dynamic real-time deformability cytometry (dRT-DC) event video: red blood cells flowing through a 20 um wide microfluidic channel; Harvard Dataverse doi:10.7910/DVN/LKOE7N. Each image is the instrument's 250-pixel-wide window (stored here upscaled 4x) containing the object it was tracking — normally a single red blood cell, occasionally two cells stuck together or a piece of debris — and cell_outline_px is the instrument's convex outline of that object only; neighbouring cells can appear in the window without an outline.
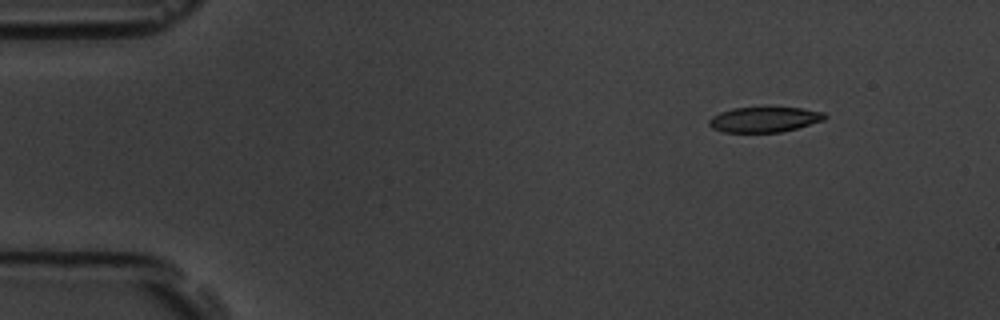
{"species": "common noctule bat (a hibernating species)", "species_latin": "Nyctalus noctula", "temperature_condition": "room temperature", "stored_images_in_passage": 15, "camera_frame_rate_fps": 3000, "um_per_image_px": 0.085, "animal": {"sex": "male", "body_mass_g": 19.5, "forearm_length_mm": 54.6}, "frame": {"image": 1, "passage_image": 1, "time_ms": 0.0, "image_size_px": [1000, 320], "cell_outline_px": [[828, 116], [824, 120], [796, 128], [780, 132], [724, 132], [712, 128], [708, 124], [708, 120], [712, 116], [720, 112], [732, 108], [800, 108], [824, 112]], "centroid_in_image_um": [64.95, 10.16], "position_along_channel_um": 20.0, "area_um2": 16.88}}
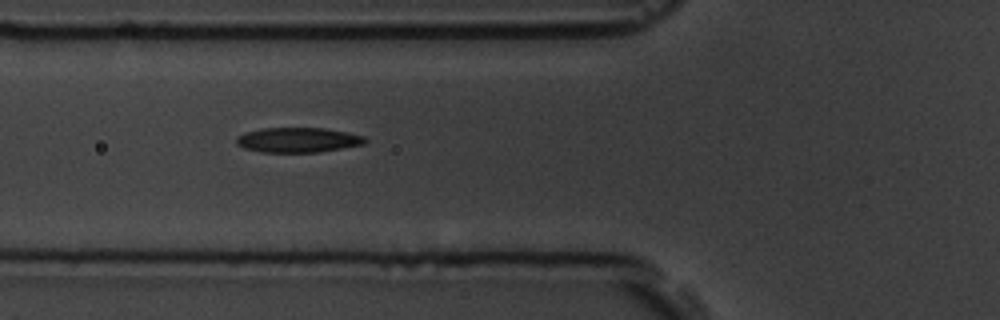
{"frame": {"image": 2, "passage_image": 5, "time_ms": 4.667, "image_size_px": [1000, 320], "cell_outline_px": [[368, 140], [364, 144], [320, 152], [260, 152], [244, 148], [236, 144], [236, 136], [244, 132], [260, 128], [324, 128], [364, 136]], "centroid_in_image_um": [25.28, 11.9], "position_along_channel_um": 100.5, "area_um2": 18.73}}
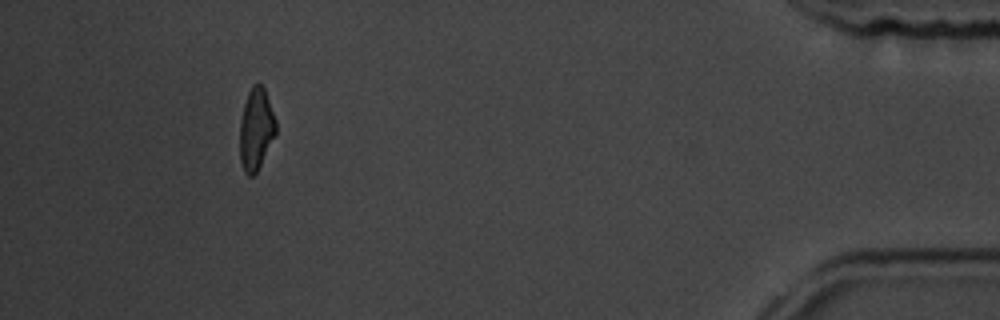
{"frame": {"image": 3, "passage_image": 14, "time_ms": 15.0, "image_size_px": [1000, 320], "cell_outline_px": [[276, 136], [256, 172], [252, 176], [248, 176], [244, 172], [240, 160], [240, 120], [244, 104], [248, 92], [252, 84], [256, 80], [264, 88], [276, 120]], "centroid_in_image_um": [21.77, 10.96], "position_along_channel_um": 413.4, "area_um2": 17.34}, "authors_computed_cell_mechanics": {"area_um2": 18.5538, "velocity_mm_per_s": 3.6569, "shape_relaxation_time_tau1_ms": 3.3442, "shape_relaxation_time_tau2_ms": 3.065, "deformation_change_tau1": 0.1352, "deformation_change_tau2": 0.0974}}